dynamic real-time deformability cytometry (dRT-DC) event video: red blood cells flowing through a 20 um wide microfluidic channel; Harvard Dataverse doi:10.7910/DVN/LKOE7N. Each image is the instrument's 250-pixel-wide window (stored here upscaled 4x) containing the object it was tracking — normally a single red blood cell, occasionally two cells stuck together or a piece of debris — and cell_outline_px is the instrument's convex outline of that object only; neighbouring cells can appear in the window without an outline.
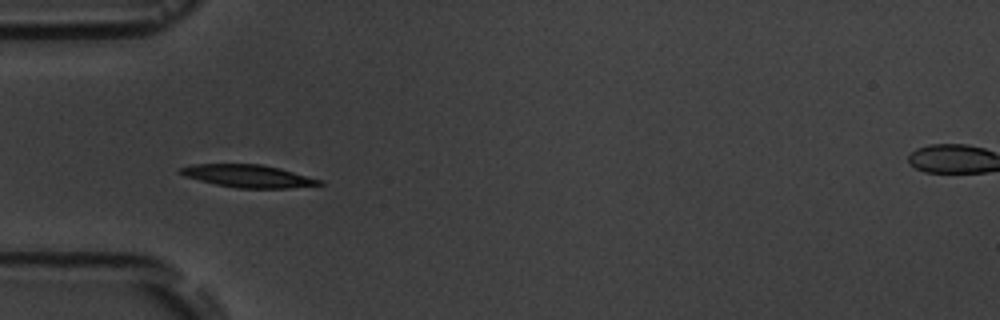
{"species": "common noctule bat (a hibernating species)", "species_latin": "Nyctalus noctula", "temperature_condition": "room temperature", "stored_images_in_passage": 7, "camera_frame_rate_fps": 3000, "um_per_image_px": 0.085, "animal": {"sex": "male", "body_mass_g": 19.5, "forearm_length_mm": 54.6}, "frame": {"image": 1, "passage_image": 6, "time_ms": 6.667, "image_size_px": [1000, 320], "cell_outline_px": [[324, 184], [288, 188], [236, 188], [216, 184], [184, 176], [176, 172], [180, 168], [192, 164], [260, 164], [280, 168], [320, 180]], "centroid_in_image_um": [21.03, 14.96], "position_along_channel_um": 64.0, "area_um2": 18.15}}
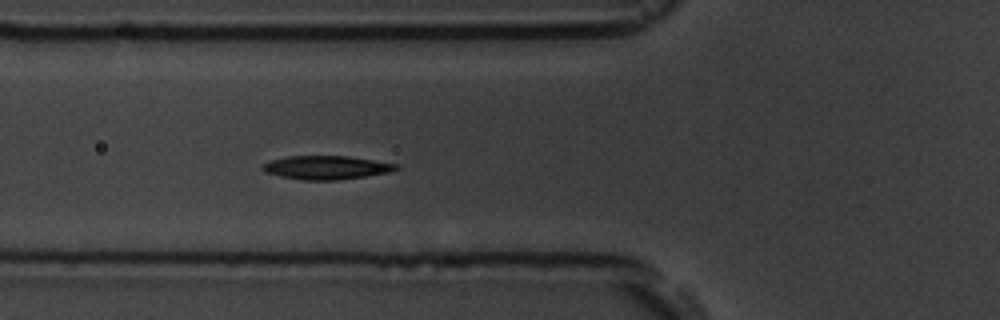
{"frame": {"image": 2, "passage_image": 7, "time_ms": 7.667, "image_size_px": [1000, 320], "cell_outline_px": [[400, 168], [392, 172], [336, 180], [300, 180], [280, 176], [264, 172], [260, 168], [264, 164], [272, 160], [288, 156], [348, 156], [400, 164]], "centroid_in_image_um": [27.77, 14.24], "position_along_channel_um": 98.0, "area_um2": 18.44}}